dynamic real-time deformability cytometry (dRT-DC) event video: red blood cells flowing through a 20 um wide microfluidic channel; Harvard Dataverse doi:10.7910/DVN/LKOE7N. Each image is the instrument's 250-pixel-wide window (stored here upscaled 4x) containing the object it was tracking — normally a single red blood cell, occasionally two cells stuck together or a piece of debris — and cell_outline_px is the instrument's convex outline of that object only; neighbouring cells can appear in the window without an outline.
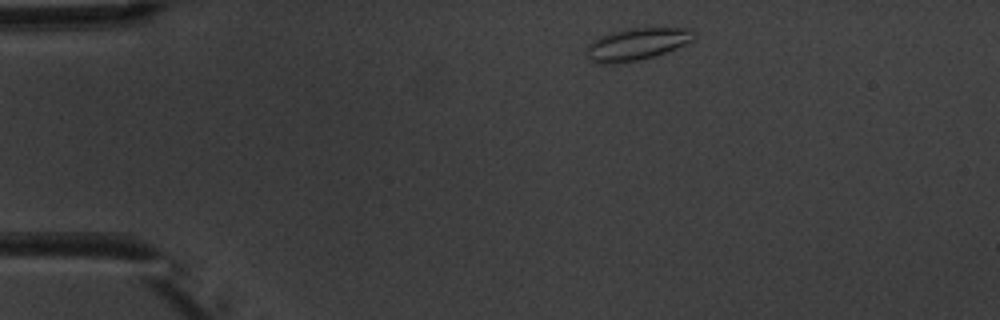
{"species": "common noctule bat (a hibernating species)", "species_latin": "Nyctalus noctula", "temperature_condition": "warm", "stored_images_in_passage": 2, "camera_frame_rate_fps": 3000, "um_per_image_px": 0.085, "animal": {"sex": "male", "body_mass_g": 20.1, "forearm_length_mm": 53.5}, "frame": {"image": 1, "passage_image": 1, "time_ms": 0.0, "image_size_px": [1000, 320], "cell_outline_px": [[696, 32], [692, 40], [676, 48], [656, 56], [636, 60], [608, 64], [604, 64], [588, 60], [588, 44], [592, 40], [600, 36], [612, 32], [632, 28], [692, 28]], "centroid_in_image_um": [54.14, 3.74], "position_along_channel_um": 30.9, "area_um2": 19.88}}